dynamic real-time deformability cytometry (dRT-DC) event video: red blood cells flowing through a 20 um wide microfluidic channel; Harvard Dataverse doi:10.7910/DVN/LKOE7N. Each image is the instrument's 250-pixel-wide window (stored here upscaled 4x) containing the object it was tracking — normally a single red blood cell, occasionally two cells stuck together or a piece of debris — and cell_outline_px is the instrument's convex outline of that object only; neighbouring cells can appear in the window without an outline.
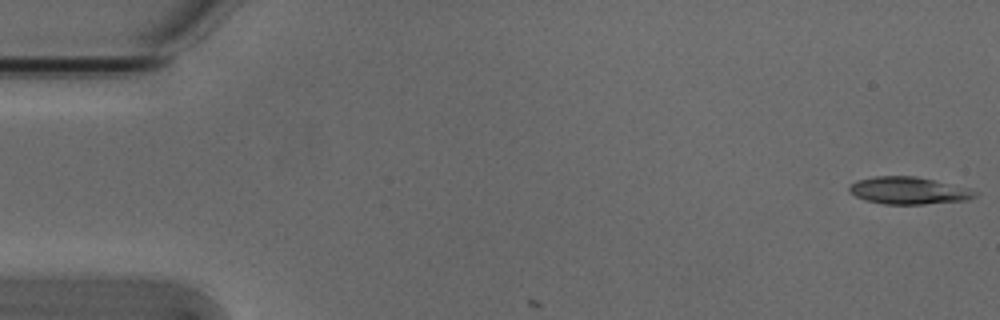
{"species": "Egyptian fruit bat (a non-hibernating species)", "species_latin": "Rousettus aegyptiacus", "temperature_condition": "cold", "stored_images_in_passage": 3, "camera_frame_rate_fps": 3000, "um_per_image_px": 0.085, "animal": {"sex": "male"}, "frame": {"image": 1, "passage_image": 1, "time_ms": 0.0, "image_size_px": [1000, 320], "cell_outline_px": [[980, 192], [976, 196], [968, 200], [924, 204], [884, 204], [864, 200], [848, 192], [848, 188], [856, 180], [876, 176], [916, 176], [968, 188]], "centroid_in_image_um": [77.23, 16.2], "position_along_channel_um": 7.8, "area_um2": 20.0}}